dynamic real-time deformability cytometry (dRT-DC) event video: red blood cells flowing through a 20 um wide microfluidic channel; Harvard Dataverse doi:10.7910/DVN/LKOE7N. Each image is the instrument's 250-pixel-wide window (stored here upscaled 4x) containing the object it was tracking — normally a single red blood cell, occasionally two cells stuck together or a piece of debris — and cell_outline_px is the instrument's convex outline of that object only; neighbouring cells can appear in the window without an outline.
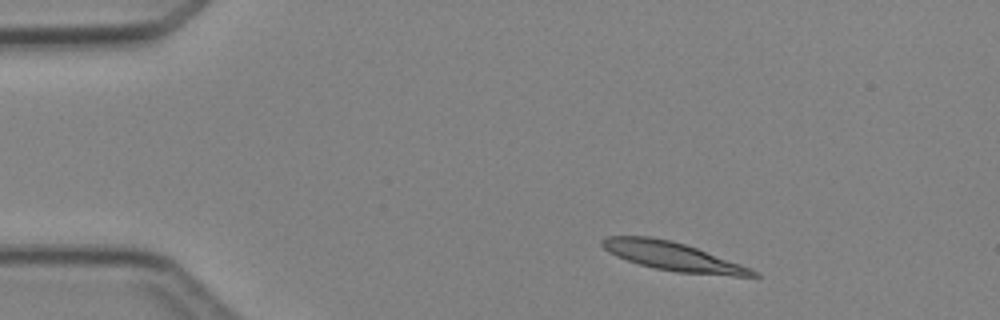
{"species": "Egyptian fruit bat (a non-hibernating species)", "species_latin": "Rousettus aegyptiacus", "temperature_condition": "cold", "stored_images_in_passage": 5, "camera_frame_rate_fps": 3000, "um_per_image_px": 0.085, "animal": {"sex": "female"}, "frame": {"image": 1, "passage_image": 1, "time_ms": 0.0, "image_size_px": [1000, 320], "cell_outline_px": [[760, 276], [732, 276], [676, 272], [656, 268], [640, 264], [616, 256], [608, 252], [600, 244], [600, 240], [604, 236], [648, 236], [672, 240], [696, 248], [752, 268], [760, 272]], "centroid_in_image_um": [57.19, 21.79], "position_along_channel_um": 27.8, "area_um2": 25.09}}
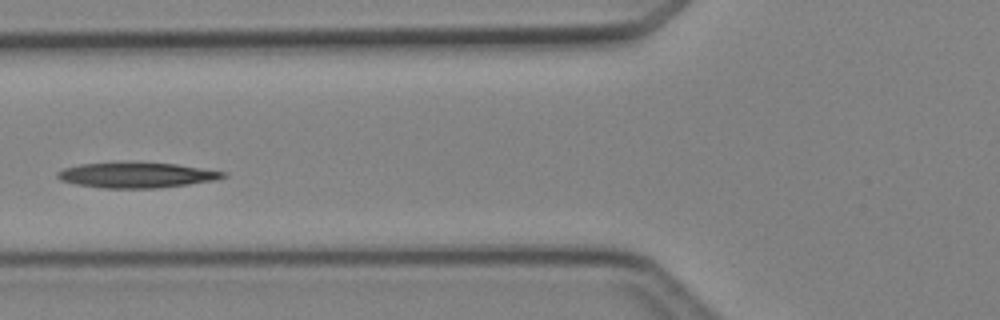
{"frame": {"image": 2, "passage_image": 4, "time_ms": 3.667, "image_size_px": [1000, 320], "cell_outline_px": [[228, 176], [216, 180], [188, 184], [156, 188], [100, 188], [76, 184], [60, 180], [56, 176], [56, 172], [64, 168], [80, 164], [176, 164], [228, 172]], "centroid_in_image_um": [11.63, 14.91], "position_along_channel_um": 114.2, "area_um2": 23.87}}
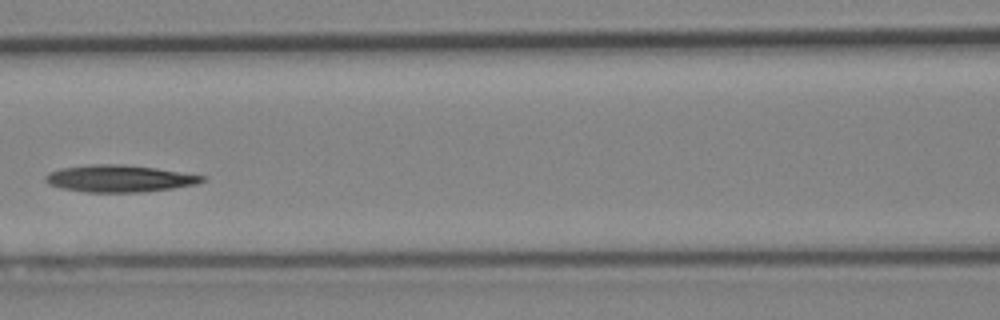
{"frame": {"image": 3, "passage_image": 5, "time_ms": 4.667, "image_size_px": [1000, 320], "cell_outline_px": [[208, 176], [204, 180], [196, 184], [172, 188], [140, 192], [88, 192], [60, 188], [48, 184], [44, 180], [44, 176], [48, 172], [60, 168], [92, 164], [124, 164], [156, 168]], "centroid_in_image_um": [10.11, 15.17], "position_along_channel_um": 156.5, "area_um2": 24.74}}